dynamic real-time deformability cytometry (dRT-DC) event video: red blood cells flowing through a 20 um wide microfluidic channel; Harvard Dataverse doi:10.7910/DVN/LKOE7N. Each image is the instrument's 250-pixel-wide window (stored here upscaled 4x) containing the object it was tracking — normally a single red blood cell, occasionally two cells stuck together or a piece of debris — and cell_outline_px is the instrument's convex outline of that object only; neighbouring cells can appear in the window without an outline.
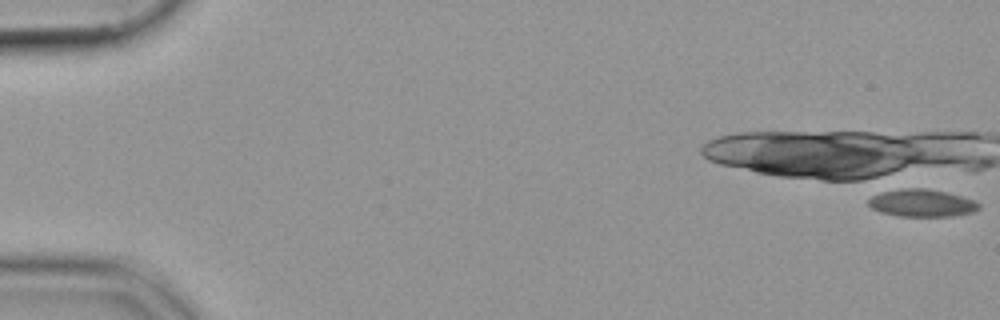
{"species": "common noctule bat (a hibernating species)", "species_latin": "Nyctalus noctula", "temperature_condition": "cold", "stored_images_in_passage": 11, "camera_frame_rate_fps": 3000, "um_per_image_px": 0.085, "animal": {"sex": "female", "body_mass_g": 19.9}, "frame": {"image": 1, "passage_image": 1, "time_ms": 0.0, "image_size_px": [1000, 320], "cell_outline_px": [[980, 208], [972, 212], [952, 216], [900, 216], [880, 212], [872, 208], [868, 204], [868, 200], [872, 196], [892, 188], [924, 188], [944, 192], [960, 196], [972, 200], [980, 204]], "centroid_in_image_um": [78.31, 17.25], "position_along_channel_um": 6.7, "area_um2": 17.57}}